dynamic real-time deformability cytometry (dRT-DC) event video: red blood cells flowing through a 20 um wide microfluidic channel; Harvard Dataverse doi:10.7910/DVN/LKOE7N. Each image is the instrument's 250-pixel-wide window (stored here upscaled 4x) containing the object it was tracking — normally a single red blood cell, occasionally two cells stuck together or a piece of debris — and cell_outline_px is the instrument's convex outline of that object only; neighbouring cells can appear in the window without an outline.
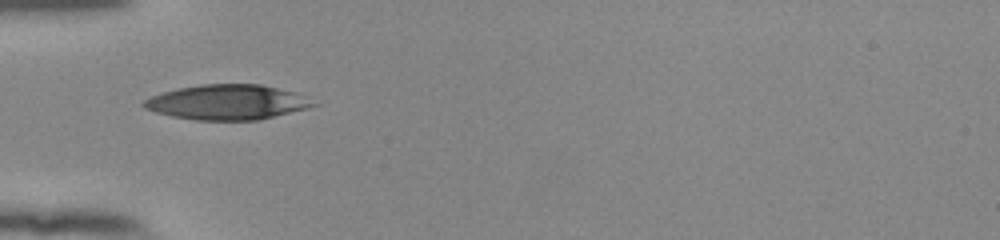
{"species": "human", "species_latin": "Homo sapiens", "temperature_condition": "room temperature", "stored_images_in_passage": 36, "camera_frame_rate_fps": 3000, "um_per_image_px": 0.085, "donor": {"sex": "female"}, "frame": {"image": 1, "passage_image": 1, "time_ms": 0.0, "image_size_px": [1000, 240], "cell_outline_px": [[320, 104], [308, 108], [256, 120], [196, 120], [172, 116], [156, 112], [144, 108], [140, 104], [144, 100], [152, 96], [164, 92], [180, 88], [200, 84], [260, 84], [292, 92]], "centroid_in_image_um": [19.28, 8.69], "position_along_channel_um": 65.7, "area_um2": 34.1}}
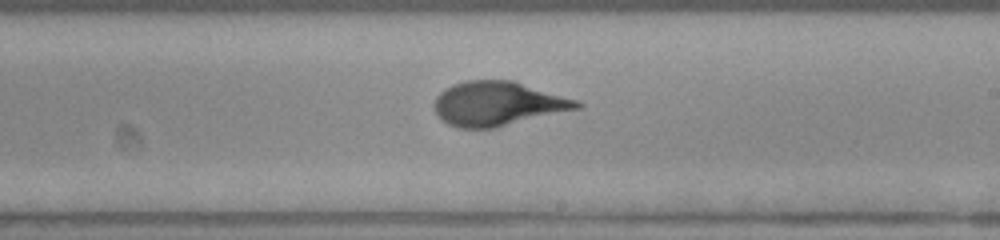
{"frame": {"image": 2, "passage_image": 15, "time_ms": 4.667, "image_size_px": [1000, 240], "cell_outline_px": [[584, 104], [580, 108], [496, 128], [456, 128], [448, 124], [436, 112], [432, 104], [436, 96], [444, 88], [452, 84], [468, 80], [512, 80], [580, 100]], "centroid_in_image_um": [42.32, 8.81], "position_along_channel_um": 246.7, "area_um2": 37.05}}
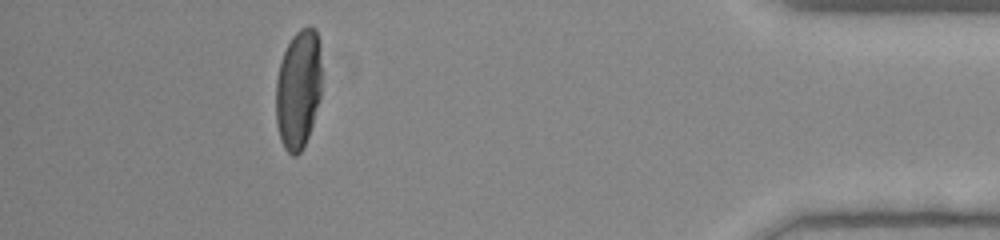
{"frame": {"image": 3, "passage_image": 31, "time_ms": 10.0, "image_size_px": [1000, 240], "cell_outline_px": [[320, 100], [308, 136], [300, 152], [296, 156], [292, 156], [284, 148], [280, 140], [276, 124], [276, 80], [280, 60], [292, 36], [300, 28], [316, 28], [320, 44]], "centroid_in_image_um": [25.34, 7.59], "position_along_channel_um": 409.9, "area_um2": 31.96}, "authors_computed_cell_mechanics": {"area_um2": 35.6048, "velocity_mm_per_s": 3.9422, "shape_relaxation_time_tau1_ms": 4.1519, "shape_relaxation_time_tau2_ms": null, "deformation_change_tau1": 0.2073, "deformation_change_tau2": null}}